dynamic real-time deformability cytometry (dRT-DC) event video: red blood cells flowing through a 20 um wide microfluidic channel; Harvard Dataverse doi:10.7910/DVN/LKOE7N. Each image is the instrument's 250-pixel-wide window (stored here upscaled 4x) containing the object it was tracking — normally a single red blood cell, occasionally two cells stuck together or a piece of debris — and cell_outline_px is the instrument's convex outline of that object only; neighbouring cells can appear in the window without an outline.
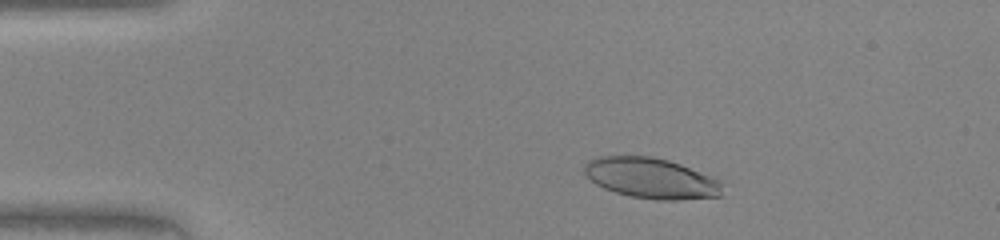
{"species": "human", "species_latin": "Homo sapiens", "temperature_condition": "warm", "stored_images_in_passage": 44, "camera_frame_rate_fps": 3000, "um_per_image_px": 0.085, "donor": {"sex": "female"}, "frame": {"image": 1, "passage_image": 6, "time_ms": 1.667, "image_size_px": [1000, 240], "cell_outline_px": [[724, 196], [676, 200], [656, 200], [632, 196], [616, 192], [604, 188], [596, 184], [584, 172], [584, 164], [588, 160], [596, 156], [652, 156], [668, 160], [680, 164], [720, 180]], "centroid_in_image_um": [55.35, 15.14], "position_along_channel_um": 29.6, "area_um2": 32.6}}
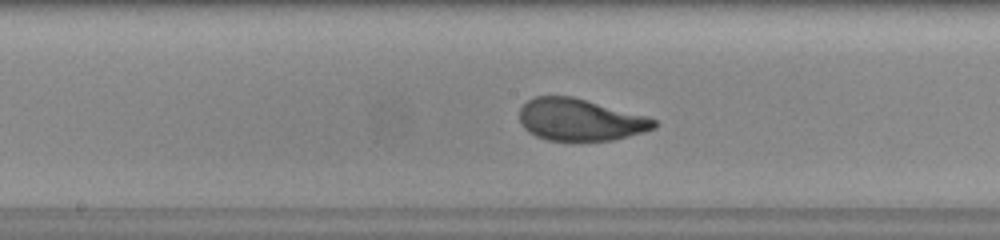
{"frame": {"image": 2, "passage_image": 22, "time_ms": 7.0, "image_size_px": [1000, 240], "cell_outline_px": [[656, 128], [612, 140], [548, 140], [536, 136], [528, 132], [520, 124], [520, 108], [528, 100], [536, 96], [572, 96], [644, 116], [656, 120]], "centroid_in_image_um": [49.25, 10.18], "position_along_channel_um": 198.9, "area_um2": 32.43}}
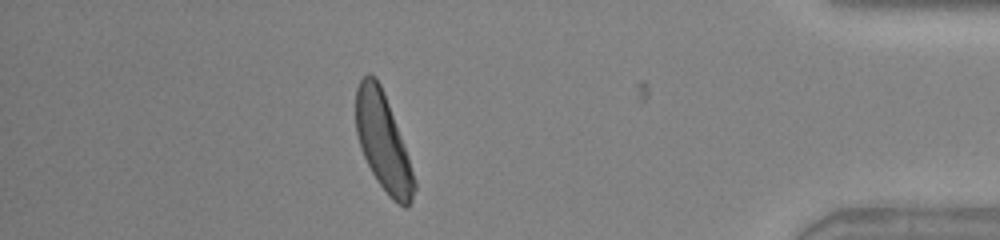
{"frame": {"image": 3, "passage_image": 39, "time_ms": 12.667, "image_size_px": [1000, 240], "cell_outline_px": [[416, 188], [412, 200], [408, 208], [404, 208], [392, 200], [388, 196], [376, 180], [360, 148], [356, 132], [356, 88], [360, 80], [368, 72], [376, 76], [384, 92], [416, 180]], "centroid_in_image_um": [32.55, 12.1], "position_along_channel_um": 402.6, "area_um2": 32.83}}